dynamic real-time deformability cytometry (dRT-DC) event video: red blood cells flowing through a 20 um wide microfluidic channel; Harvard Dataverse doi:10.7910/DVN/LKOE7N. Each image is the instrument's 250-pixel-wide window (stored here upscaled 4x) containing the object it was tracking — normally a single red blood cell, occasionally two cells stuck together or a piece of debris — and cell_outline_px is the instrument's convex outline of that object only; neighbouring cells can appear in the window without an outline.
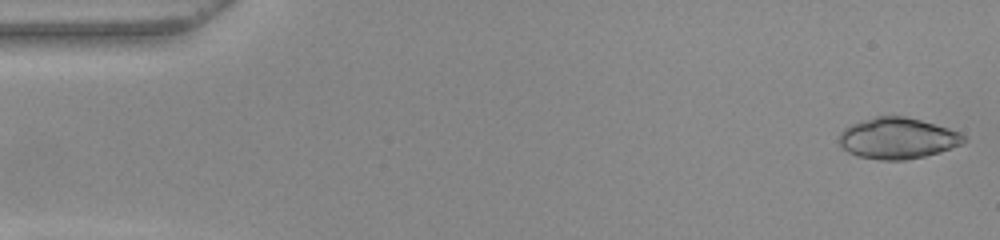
{"species": "common noctule bat (a hibernating species)", "species_latin": "Nyctalus noctula", "temperature_condition": "warm", "stored_images_in_passage": 50, "camera_frame_rate_fps": 3000, "um_per_image_px": 0.085, "animal": {"sex": "female", "body_mass_g": 22.0, "forearm_length_mm": 56.7}, "frame": {"image": 1, "passage_image": 1, "time_ms": 0.0, "image_size_px": [1000, 240], "cell_outline_px": [[964, 140], [960, 144], [940, 152], [924, 156], [904, 160], [876, 160], [856, 156], [840, 148], [836, 140], [840, 132], [844, 128], [860, 120], [876, 116], [904, 116], [920, 120], [948, 128], [960, 132], [964, 136]], "centroid_in_image_um": [76.2, 11.76], "position_along_channel_um": 8.8, "area_um2": 30.06}}
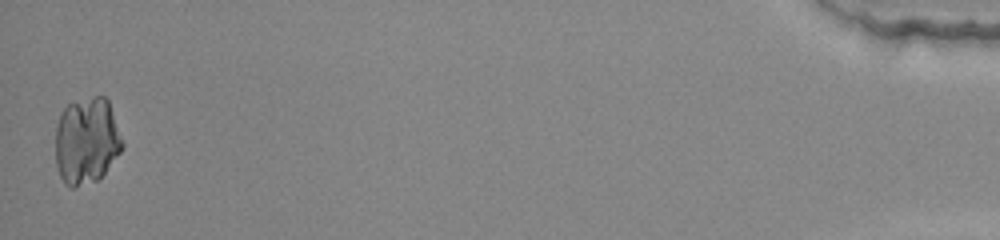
{"frame": {"image": 2, "passage_image": 50, "time_ms": 16.333, "image_size_px": [1000, 240], "cell_outline_px": [[124, 144], [120, 152], [104, 172], [96, 180], [72, 188], [68, 188], [64, 184], [60, 176], [56, 164], [56, 124], [60, 112], [68, 104], [92, 96], [104, 96], [108, 100]], "centroid_in_image_um": [7.34, 11.96], "position_along_channel_um": 427.9, "area_um2": 33.76}}